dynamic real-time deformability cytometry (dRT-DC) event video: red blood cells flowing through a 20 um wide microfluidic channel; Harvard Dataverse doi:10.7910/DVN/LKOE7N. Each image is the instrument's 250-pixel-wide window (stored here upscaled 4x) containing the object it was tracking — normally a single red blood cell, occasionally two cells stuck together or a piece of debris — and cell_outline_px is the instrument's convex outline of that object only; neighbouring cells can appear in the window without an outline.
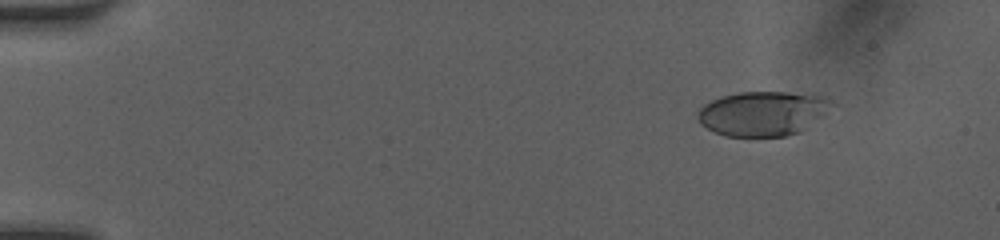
{"species": "human", "species_latin": "Homo sapiens", "temperature_condition": "room temperature", "stored_images_in_passage": 47, "camera_frame_rate_fps": 3000, "um_per_image_px": 0.085, "donor": {"sex": "female"}, "frame": {"image": 1, "passage_image": 3, "time_ms": 0.667, "image_size_px": [1000, 240], "cell_outline_px": [[836, 104], [800, 132], [784, 136], [728, 136], [716, 132], [700, 124], [696, 116], [696, 112], [704, 104], [712, 100], [724, 96], [740, 92], [784, 92], [828, 96]], "centroid_in_image_um": [64.84, 9.63], "position_along_channel_um": 20.2, "area_um2": 34.68}}
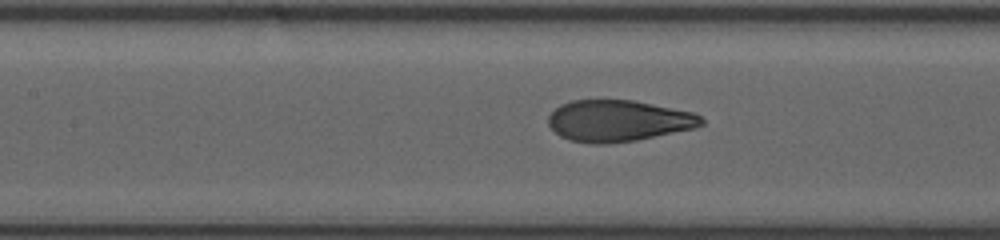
{"frame": {"image": 2, "passage_image": 21, "time_ms": 6.667, "image_size_px": [1000, 240], "cell_outline_px": [[704, 124], [696, 128], [636, 140], [608, 144], [592, 144], [568, 140], [560, 136], [548, 124], [548, 116], [560, 104], [572, 100], [632, 100], [692, 112], [700, 116], [704, 120]], "centroid_in_image_um": [52.54, 10.28], "position_along_channel_um": 154.9, "area_um2": 36.93}}
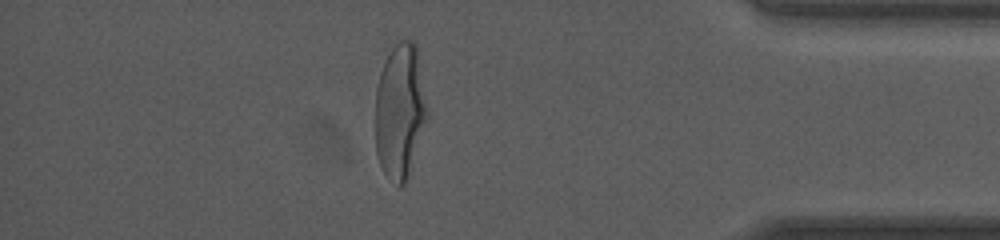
{"frame": {"image": 3, "passage_image": 41, "time_ms": 13.333, "image_size_px": [1000, 240], "cell_outline_px": [[428, 120], [408, 180], [400, 188], [384, 172], [380, 164], [376, 152], [376, 88], [380, 72], [392, 48], [400, 40], [412, 40], [416, 44], [428, 108]], "centroid_in_image_um": [34.03, 9.49], "position_along_channel_um": 401.2, "area_um2": 41.21}, "authors_computed_cell_mechanics": {"area_um2": 37.3966, "velocity_mm_per_s": 4.1529, "shape_relaxation_time_tau1_ms": 3.3527, "shape_relaxation_time_tau2_ms": null, "deformation_change_tau1": 0.1922, "deformation_change_tau2": null}}